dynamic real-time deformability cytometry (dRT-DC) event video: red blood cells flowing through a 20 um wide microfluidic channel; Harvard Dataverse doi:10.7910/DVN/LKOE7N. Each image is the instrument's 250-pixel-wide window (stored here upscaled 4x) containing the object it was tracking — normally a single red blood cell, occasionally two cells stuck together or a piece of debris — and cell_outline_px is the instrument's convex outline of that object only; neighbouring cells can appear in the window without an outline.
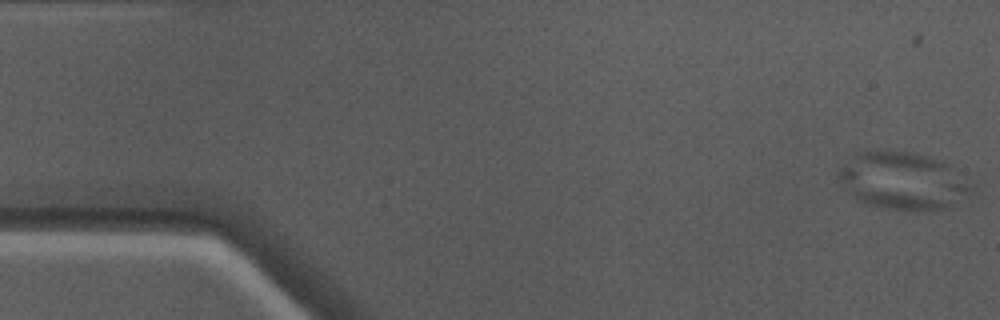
{"species": "Egyptian fruit bat (a non-hibernating species)", "species_latin": "Rousettus aegyptiacus", "temperature_condition": "warm", "stored_images_in_passage": 11, "segment_of_instrument_passage": [1, 2], "camera_frame_rate_fps": 3000, "um_per_image_px": 0.085, "animal": {"sex": "male"}, "frame": {"image": 1, "passage_image": 1, "time_ms": 0.0, "image_size_px": [1000, 320], "cell_outline_px": [[972, 188], [948, 208], [928, 212], [912, 212], [864, 204], [856, 200], [848, 192], [836, 176], [840, 168], [856, 156], [864, 152], [880, 148], [912, 152], [928, 156], [944, 164], [972, 184]], "centroid_in_image_um": [76.68, 15.4], "position_along_channel_um": 8.3, "area_um2": 44.16}}